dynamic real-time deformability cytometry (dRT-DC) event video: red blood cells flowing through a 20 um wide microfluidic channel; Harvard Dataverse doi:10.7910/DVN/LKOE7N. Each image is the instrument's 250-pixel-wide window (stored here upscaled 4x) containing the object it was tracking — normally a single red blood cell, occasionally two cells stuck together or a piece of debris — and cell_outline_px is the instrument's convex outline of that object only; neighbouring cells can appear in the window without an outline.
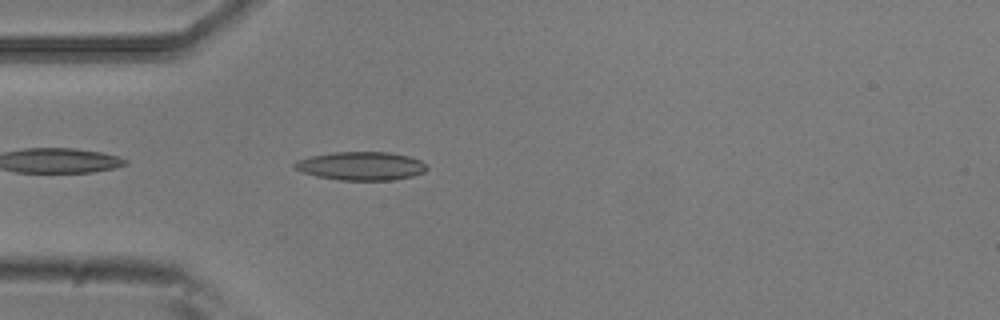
{"species": "common noctule bat (a hibernating species)", "species_latin": "Nyctalus noctula", "temperature_condition": "room temperature", "stored_images_in_passage": 4, "camera_frame_rate_fps": 3000, "um_per_image_px": 0.085, "animal": {"sex": "male", "body_mass_g": 20.5, "forearm_length_mm": 52.5}, "frame": {"image": 1, "passage_image": 4, "time_ms": 1.0, "image_size_px": [1000, 320], "cell_outline_px": [[428, 168], [424, 172], [412, 176], [392, 180], [340, 180], [316, 176], [304, 172], [296, 168], [292, 164], [296, 160], [312, 156], [332, 152], [388, 152], [408, 156], [420, 160], [428, 164]], "centroid_in_image_um": [30.72, 14.1], "position_along_channel_um": 54.3, "area_um2": 21.91}}